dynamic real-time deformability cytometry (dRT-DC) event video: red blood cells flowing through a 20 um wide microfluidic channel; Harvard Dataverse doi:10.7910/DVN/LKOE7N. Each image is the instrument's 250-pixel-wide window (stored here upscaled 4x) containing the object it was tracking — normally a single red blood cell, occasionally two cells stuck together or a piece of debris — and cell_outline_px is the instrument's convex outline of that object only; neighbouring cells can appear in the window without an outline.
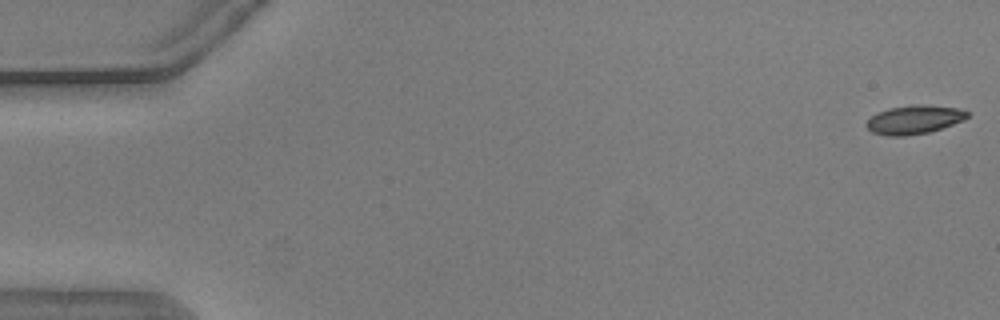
{"species": "common noctule bat (a hibernating species)", "species_latin": "Nyctalus noctula", "temperature_condition": "warm", "stored_images_in_passage": 16, "camera_frame_rate_fps": 3000, "um_per_image_px": 0.085, "animal": {"sex": "male", "body_mass_g": 20.5, "forearm_length_mm": 52.5}, "frame": {"image": 1, "passage_image": 1, "time_ms": 0.0, "image_size_px": [1000, 320], "cell_outline_px": [[968, 116], [964, 120], [928, 132], [904, 136], [888, 136], [872, 132], [864, 124], [872, 116], [888, 108], [912, 104], [924, 104], [956, 108], [968, 112]], "centroid_in_image_um": [77.68, 10.16], "position_along_channel_um": 7.3, "area_um2": 16.7}}